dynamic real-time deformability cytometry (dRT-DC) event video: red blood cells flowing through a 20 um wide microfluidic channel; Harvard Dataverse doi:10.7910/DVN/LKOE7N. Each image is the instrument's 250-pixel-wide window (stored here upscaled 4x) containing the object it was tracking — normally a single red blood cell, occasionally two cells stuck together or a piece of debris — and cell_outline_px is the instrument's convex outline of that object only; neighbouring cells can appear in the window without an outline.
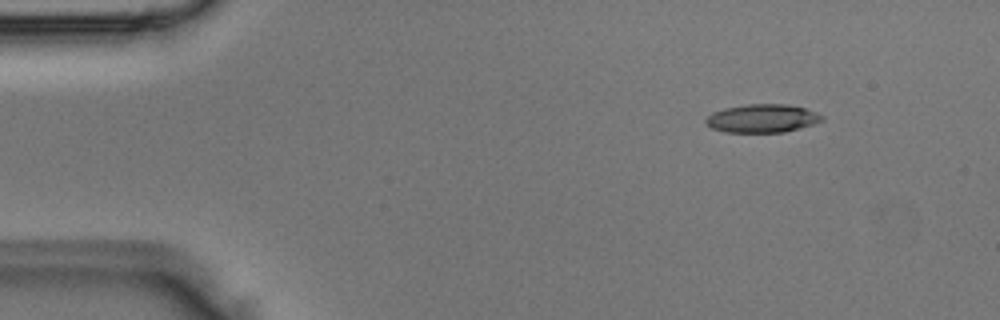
{"species": "Egyptian fruit bat (a non-hibernating species)", "species_latin": "Rousettus aegyptiacus", "temperature_condition": "room temperature", "stored_images_in_passage": 5, "camera_frame_rate_fps": 3000, "um_per_image_px": 0.085, "animal": {"sex": "male"}, "frame": {"image": 1, "passage_image": 1, "time_ms": 0.0, "image_size_px": [1000, 320], "cell_outline_px": [[824, 120], [800, 128], [784, 132], [724, 132], [712, 128], [704, 124], [704, 120], [712, 112], [724, 108], [748, 104], [788, 104], [804, 108], [816, 112], [824, 116]], "centroid_in_image_um": [64.77, 10.06], "position_along_channel_um": 20.2, "area_um2": 19.25}}
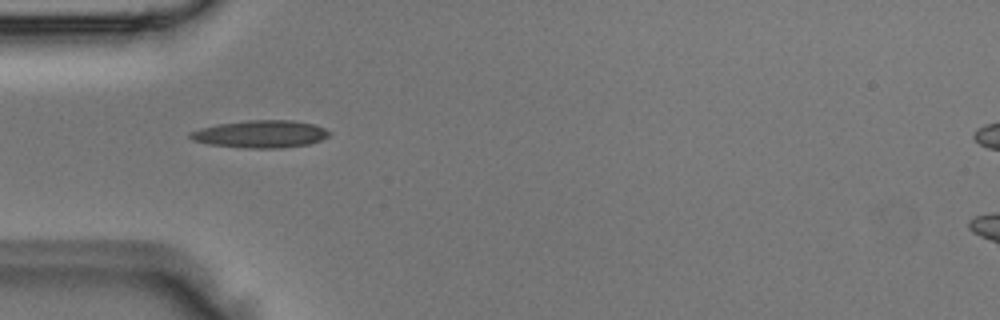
{"frame": {"image": 2, "passage_image": 3, "time_ms": 0.667, "image_size_px": [1000, 320], "cell_outline_px": [[332, 132], [328, 136], [320, 140], [308, 144], [280, 148], [248, 148], [208, 144], [192, 140], [188, 136], [188, 132], [200, 128], [220, 124], [248, 120], [296, 120], [312, 124], [324, 128]], "centroid_in_image_um": [22.13, 11.39], "position_along_channel_um": 62.9, "area_um2": 22.2}}
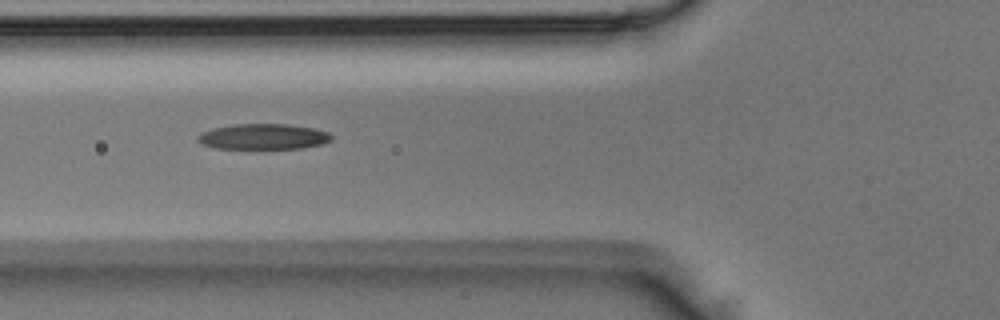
{"frame": {"image": 3, "passage_image": 4, "time_ms": 1.0, "image_size_px": [1000, 320], "cell_outline_px": [[332, 140], [320, 144], [300, 148], [216, 148], [200, 144], [196, 140], [196, 136], [200, 132], [212, 128], [232, 124], [288, 124], [312, 128], [328, 132], [332, 136]], "centroid_in_image_um": [22.31, 11.6], "position_along_channel_um": 103.5, "area_um2": 19.94}}